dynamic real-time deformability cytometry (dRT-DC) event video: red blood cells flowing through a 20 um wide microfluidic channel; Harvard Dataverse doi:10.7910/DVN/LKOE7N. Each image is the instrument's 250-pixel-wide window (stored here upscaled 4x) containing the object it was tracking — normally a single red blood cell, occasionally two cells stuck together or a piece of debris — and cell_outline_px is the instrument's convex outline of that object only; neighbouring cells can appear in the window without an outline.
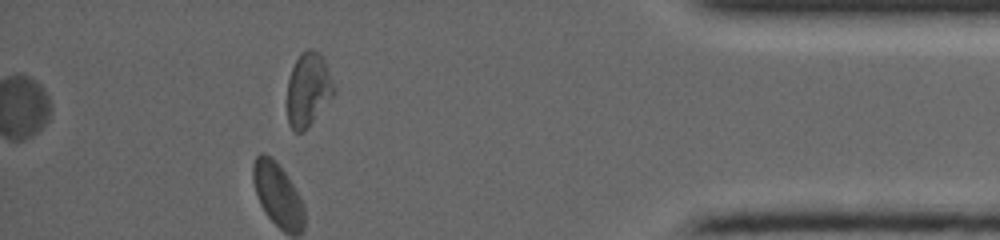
{"species": "common noctule bat (a hibernating species)", "species_latin": "Nyctalus noctula", "temperature_condition": "warm", "stored_images_in_passage": 30, "camera_frame_rate_fps": 5000, "um_per_image_px": 0.085, "animal": {"sex": "female", "body_mass_g": 19.0, "forearm_length_mm": 53.3}, "frame": {"image": 1, "passage_image": 26, "time_ms": 7.0, "image_size_px": [1000, 240], "cell_outline_px": [[336, 92], [304, 132], [296, 132], [288, 124], [288, 80], [292, 68], [300, 52], [308, 48], [312, 48], [320, 52], [324, 60], [336, 88]], "centroid_in_image_um": [26.21, 7.59], "position_along_channel_um": 409.0, "area_um2": 20.11}}